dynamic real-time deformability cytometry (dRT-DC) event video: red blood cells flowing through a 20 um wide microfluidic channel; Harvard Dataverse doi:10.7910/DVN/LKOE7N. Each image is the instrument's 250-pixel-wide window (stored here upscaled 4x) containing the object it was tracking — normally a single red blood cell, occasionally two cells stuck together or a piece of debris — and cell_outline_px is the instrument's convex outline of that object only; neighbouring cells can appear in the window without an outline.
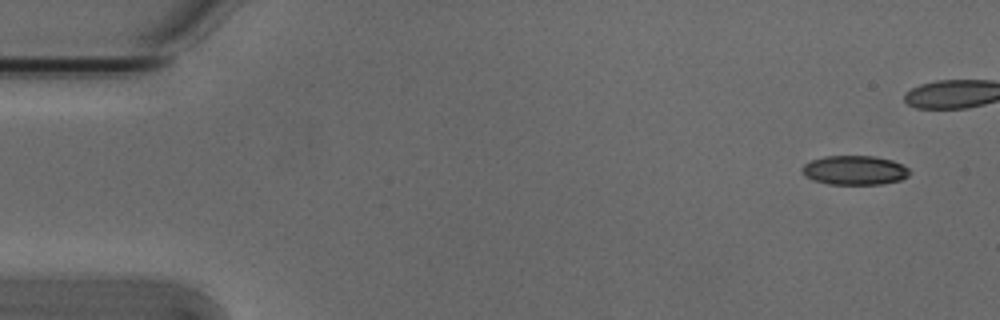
{"species": "Egyptian fruit bat (a non-hibernating species)", "species_latin": "Rousettus aegyptiacus", "temperature_condition": "cold", "stored_images_in_passage": 3, "camera_frame_rate_fps": 3000, "um_per_image_px": 0.085, "animal": {"sex": "male"}, "frame": {"image": 1, "passage_image": 1, "time_ms": 0.0, "image_size_px": [1000, 320], "cell_outline_px": [[908, 176], [900, 180], [884, 184], [828, 184], [812, 180], [800, 168], [804, 164], [812, 160], [824, 156], [876, 156], [892, 160], [908, 168]], "centroid_in_image_um": [72.64, 14.47], "position_along_channel_um": 12.4, "area_um2": 18.21}}